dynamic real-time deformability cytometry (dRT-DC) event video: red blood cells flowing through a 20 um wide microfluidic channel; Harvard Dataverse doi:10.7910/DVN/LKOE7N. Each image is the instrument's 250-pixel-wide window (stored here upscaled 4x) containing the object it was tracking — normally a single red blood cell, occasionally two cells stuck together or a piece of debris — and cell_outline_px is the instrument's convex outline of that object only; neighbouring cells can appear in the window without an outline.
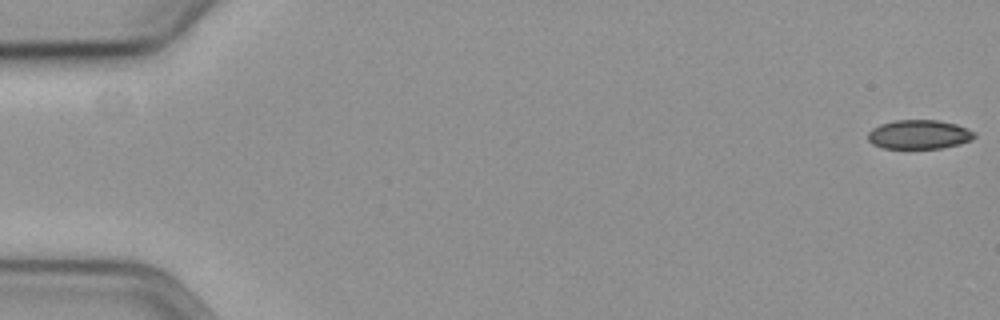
{"species": "common noctule bat (a hibernating species)", "species_latin": "Nyctalus noctula", "temperature_condition": "cold", "stored_images_in_passage": 52, "camera_frame_rate_fps": 3000, "um_per_image_px": 0.085, "animal": {"sex": "female", "body_mass_g": 19.3, "forearm_length_mm": 54.1}, "frame": {"image": 1, "passage_image": 1, "time_ms": 0.0, "image_size_px": [1000, 320], "cell_outline_px": [[976, 136], [972, 140], [960, 144], [944, 148], [880, 148], [872, 144], [868, 140], [868, 132], [872, 128], [880, 124], [896, 120], [936, 120], [956, 124], [968, 128], [976, 132]], "centroid_in_image_um": [78.14, 11.43], "position_along_channel_um": 6.9, "area_um2": 18.26}}
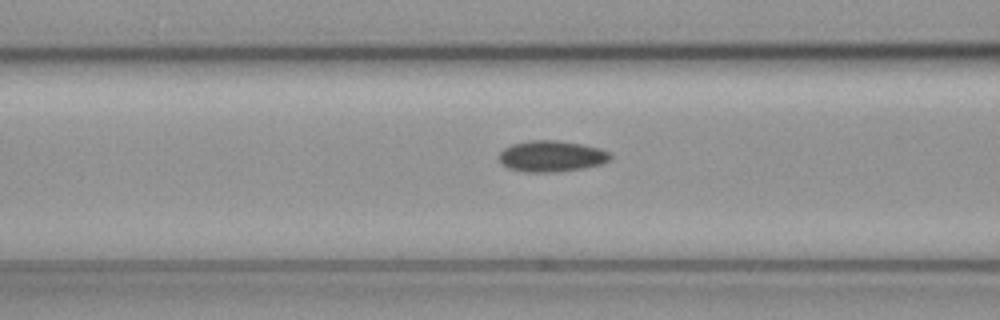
{"frame": {"image": 2, "passage_image": 24, "time_ms": 7.667, "image_size_px": [1000, 320], "cell_outline_px": [[612, 156], [608, 160], [600, 164], [584, 168], [556, 172], [524, 172], [508, 168], [500, 164], [500, 152], [504, 148], [512, 144], [528, 140], [556, 140], [584, 144], [600, 148], [612, 152]], "centroid_in_image_um": [46.88, 13.27], "position_along_channel_um": 119.7, "area_um2": 20.4}}
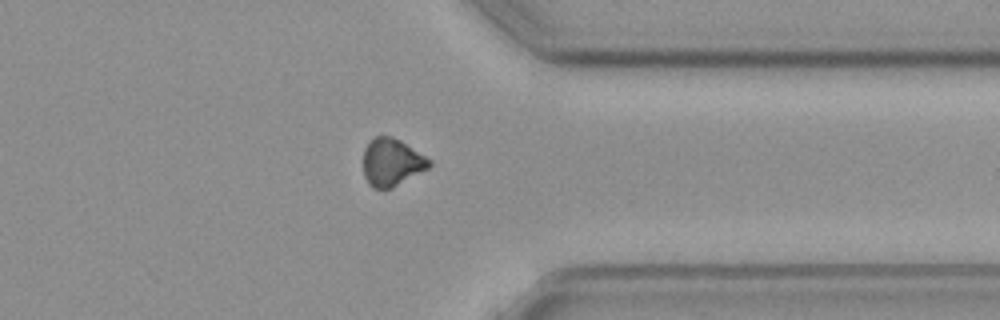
{"frame": {"image": 3, "passage_image": 46, "time_ms": 15.0, "image_size_px": [1000, 320], "cell_outline_px": [[432, 164], [428, 168], [392, 188], [372, 188], [368, 184], [364, 176], [364, 148], [376, 136], [392, 136], [400, 140], [432, 160]], "centroid_in_image_um": [33.3, 13.8], "position_along_channel_um": 378.1, "area_um2": 18.15}}